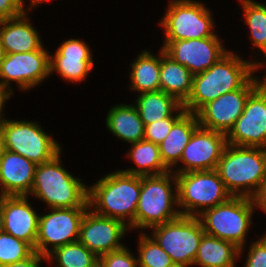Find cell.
<instances>
[{
    "label": "cell",
    "mask_w": 266,
    "mask_h": 267,
    "mask_svg": "<svg viewBox=\"0 0 266 267\" xmlns=\"http://www.w3.org/2000/svg\"><path fill=\"white\" fill-rule=\"evenodd\" d=\"M263 65L257 60L246 61L228 51L209 69L193 75L192 92L183 107L186 112L196 114L219 96L242 88Z\"/></svg>",
    "instance_id": "cell-1"
},
{
    "label": "cell",
    "mask_w": 266,
    "mask_h": 267,
    "mask_svg": "<svg viewBox=\"0 0 266 267\" xmlns=\"http://www.w3.org/2000/svg\"><path fill=\"white\" fill-rule=\"evenodd\" d=\"M140 192L141 176L118 170L88 187L89 208L100 216L120 220L130 230H135Z\"/></svg>",
    "instance_id": "cell-2"
},
{
    "label": "cell",
    "mask_w": 266,
    "mask_h": 267,
    "mask_svg": "<svg viewBox=\"0 0 266 267\" xmlns=\"http://www.w3.org/2000/svg\"><path fill=\"white\" fill-rule=\"evenodd\" d=\"M215 170L232 196L252 198L266 176V149L227 144Z\"/></svg>",
    "instance_id": "cell-3"
},
{
    "label": "cell",
    "mask_w": 266,
    "mask_h": 267,
    "mask_svg": "<svg viewBox=\"0 0 266 267\" xmlns=\"http://www.w3.org/2000/svg\"><path fill=\"white\" fill-rule=\"evenodd\" d=\"M61 152L52 160L38 164L29 193L46 202L49 208H89L88 186L61 164Z\"/></svg>",
    "instance_id": "cell-4"
},
{
    "label": "cell",
    "mask_w": 266,
    "mask_h": 267,
    "mask_svg": "<svg viewBox=\"0 0 266 267\" xmlns=\"http://www.w3.org/2000/svg\"><path fill=\"white\" fill-rule=\"evenodd\" d=\"M171 183L174 185V190ZM175 204L176 206L178 204V195L174 172L141 176V192L136 208L135 230L150 229L177 218L181 213L174 207Z\"/></svg>",
    "instance_id": "cell-5"
},
{
    "label": "cell",
    "mask_w": 266,
    "mask_h": 267,
    "mask_svg": "<svg viewBox=\"0 0 266 267\" xmlns=\"http://www.w3.org/2000/svg\"><path fill=\"white\" fill-rule=\"evenodd\" d=\"M254 208L252 198L232 196L224 203L203 211L197 217L206 234L232 242L240 248V258L246 235L251 227Z\"/></svg>",
    "instance_id": "cell-6"
},
{
    "label": "cell",
    "mask_w": 266,
    "mask_h": 267,
    "mask_svg": "<svg viewBox=\"0 0 266 267\" xmlns=\"http://www.w3.org/2000/svg\"><path fill=\"white\" fill-rule=\"evenodd\" d=\"M175 176L177 207L181 208L179 209L181 215L197 217L203 211L232 197L216 170L175 173Z\"/></svg>",
    "instance_id": "cell-7"
},
{
    "label": "cell",
    "mask_w": 266,
    "mask_h": 267,
    "mask_svg": "<svg viewBox=\"0 0 266 267\" xmlns=\"http://www.w3.org/2000/svg\"><path fill=\"white\" fill-rule=\"evenodd\" d=\"M2 148L20 154L35 164L52 160L62 150L51 135L43 131L37 123L25 120H8L0 122Z\"/></svg>",
    "instance_id": "cell-8"
},
{
    "label": "cell",
    "mask_w": 266,
    "mask_h": 267,
    "mask_svg": "<svg viewBox=\"0 0 266 267\" xmlns=\"http://www.w3.org/2000/svg\"><path fill=\"white\" fill-rule=\"evenodd\" d=\"M211 11L201 2L170 0L159 23L164 29V41L218 37L214 32Z\"/></svg>",
    "instance_id": "cell-9"
},
{
    "label": "cell",
    "mask_w": 266,
    "mask_h": 267,
    "mask_svg": "<svg viewBox=\"0 0 266 267\" xmlns=\"http://www.w3.org/2000/svg\"><path fill=\"white\" fill-rule=\"evenodd\" d=\"M151 229L152 238L168 253L175 265H193L200 240L205 233L198 217L180 215Z\"/></svg>",
    "instance_id": "cell-10"
},
{
    "label": "cell",
    "mask_w": 266,
    "mask_h": 267,
    "mask_svg": "<svg viewBox=\"0 0 266 267\" xmlns=\"http://www.w3.org/2000/svg\"><path fill=\"white\" fill-rule=\"evenodd\" d=\"M88 209L51 208V212L39 216L35 251L47 256L58 247L78 241L81 221Z\"/></svg>",
    "instance_id": "cell-11"
},
{
    "label": "cell",
    "mask_w": 266,
    "mask_h": 267,
    "mask_svg": "<svg viewBox=\"0 0 266 267\" xmlns=\"http://www.w3.org/2000/svg\"><path fill=\"white\" fill-rule=\"evenodd\" d=\"M50 74V53L46 48L25 53L5 54L0 63V82L12 91L11 81L21 90L37 87Z\"/></svg>",
    "instance_id": "cell-12"
},
{
    "label": "cell",
    "mask_w": 266,
    "mask_h": 267,
    "mask_svg": "<svg viewBox=\"0 0 266 267\" xmlns=\"http://www.w3.org/2000/svg\"><path fill=\"white\" fill-rule=\"evenodd\" d=\"M257 87L256 77L253 76L242 88L207 103L196 113L199 125L227 134L242 115L249 95Z\"/></svg>",
    "instance_id": "cell-13"
},
{
    "label": "cell",
    "mask_w": 266,
    "mask_h": 267,
    "mask_svg": "<svg viewBox=\"0 0 266 267\" xmlns=\"http://www.w3.org/2000/svg\"><path fill=\"white\" fill-rule=\"evenodd\" d=\"M227 144L266 149V95L257 87L248 97L242 115L226 134Z\"/></svg>",
    "instance_id": "cell-14"
},
{
    "label": "cell",
    "mask_w": 266,
    "mask_h": 267,
    "mask_svg": "<svg viewBox=\"0 0 266 267\" xmlns=\"http://www.w3.org/2000/svg\"><path fill=\"white\" fill-rule=\"evenodd\" d=\"M226 145V134L199 125L182 152L180 162L183 166L171 171L187 173L215 170Z\"/></svg>",
    "instance_id": "cell-15"
},
{
    "label": "cell",
    "mask_w": 266,
    "mask_h": 267,
    "mask_svg": "<svg viewBox=\"0 0 266 267\" xmlns=\"http://www.w3.org/2000/svg\"><path fill=\"white\" fill-rule=\"evenodd\" d=\"M219 37L164 41L161 48L174 61L185 66L193 75L209 69L228 51Z\"/></svg>",
    "instance_id": "cell-16"
},
{
    "label": "cell",
    "mask_w": 266,
    "mask_h": 267,
    "mask_svg": "<svg viewBox=\"0 0 266 267\" xmlns=\"http://www.w3.org/2000/svg\"><path fill=\"white\" fill-rule=\"evenodd\" d=\"M128 229L124 222L100 216L89 208L81 221L78 241L99 258L125 247L120 241Z\"/></svg>",
    "instance_id": "cell-17"
},
{
    "label": "cell",
    "mask_w": 266,
    "mask_h": 267,
    "mask_svg": "<svg viewBox=\"0 0 266 267\" xmlns=\"http://www.w3.org/2000/svg\"><path fill=\"white\" fill-rule=\"evenodd\" d=\"M90 48L83 40L69 39L50 54V74L57 72L68 82H81L91 72L94 62Z\"/></svg>",
    "instance_id": "cell-18"
},
{
    "label": "cell",
    "mask_w": 266,
    "mask_h": 267,
    "mask_svg": "<svg viewBox=\"0 0 266 267\" xmlns=\"http://www.w3.org/2000/svg\"><path fill=\"white\" fill-rule=\"evenodd\" d=\"M28 196H9L2 212L3 231L27 242L35 251L39 215Z\"/></svg>",
    "instance_id": "cell-19"
},
{
    "label": "cell",
    "mask_w": 266,
    "mask_h": 267,
    "mask_svg": "<svg viewBox=\"0 0 266 267\" xmlns=\"http://www.w3.org/2000/svg\"><path fill=\"white\" fill-rule=\"evenodd\" d=\"M37 164L1 148L0 186L9 196H28L31 192Z\"/></svg>",
    "instance_id": "cell-20"
},
{
    "label": "cell",
    "mask_w": 266,
    "mask_h": 267,
    "mask_svg": "<svg viewBox=\"0 0 266 267\" xmlns=\"http://www.w3.org/2000/svg\"><path fill=\"white\" fill-rule=\"evenodd\" d=\"M27 13L26 10L19 17L0 21V39L5 54L31 52L44 47Z\"/></svg>",
    "instance_id": "cell-21"
},
{
    "label": "cell",
    "mask_w": 266,
    "mask_h": 267,
    "mask_svg": "<svg viewBox=\"0 0 266 267\" xmlns=\"http://www.w3.org/2000/svg\"><path fill=\"white\" fill-rule=\"evenodd\" d=\"M198 126L197 115L185 112L159 144L161 159L170 171L173 169L172 166L177 167L176 165L179 164L182 152Z\"/></svg>",
    "instance_id": "cell-22"
},
{
    "label": "cell",
    "mask_w": 266,
    "mask_h": 267,
    "mask_svg": "<svg viewBox=\"0 0 266 267\" xmlns=\"http://www.w3.org/2000/svg\"><path fill=\"white\" fill-rule=\"evenodd\" d=\"M105 124L114 136L124 142L135 143L144 140L145 125L133 104L113 106L107 113Z\"/></svg>",
    "instance_id": "cell-23"
},
{
    "label": "cell",
    "mask_w": 266,
    "mask_h": 267,
    "mask_svg": "<svg viewBox=\"0 0 266 267\" xmlns=\"http://www.w3.org/2000/svg\"><path fill=\"white\" fill-rule=\"evenodd\" d=\"M193 74L161 48L160 90L184 104L192 92Z\"/></svg>",
    "instance_id": "cell-24"
},
{
    "label": "cell",
    "mask_w": 266,
    "mask_h": 267,
    "mask_svg": "<svg viewBox=\"0 0 266 267\" xmlns=\"http://www.w3.org/2000/svg\"><path fill=\"white\" fill-rule=\"evenodd\" d=\"M239 250L235 244L203 234L193 265L200 267H235Z\"/></svg>",
    "instance_id": "cell-25"
},
{
    "label": "cell",
    "mask_w": 266,
    "mask_h": 267,
    "mask_svg": "<svg viewBox=\"0 0 266 267\" xmlns=\"http://www.w3.org/2000/svg\"><path fill=\"white\" fill-rule=\"evenodd\" d=\"M161 49L159 55L142 51L131 64L130 89L144 92L160 91Z\"/></svg>",
    "instance_id": "cell-26"
},
{
    "label": "cell",
    "mask_w": 266,
    "mask_h": 267,
    "mask_svg": "<svg viewBox=\"0 0 266 267\" xmlns=\"http://www.w3.org/2000/svg\"><path fill=\"white\" fill-rule=\"evenodd\" d=\"M135 104L144 125L171 117L183 105L161 90L140 93Z\"/></svg>",
    "instance_id": "cell-27"
},
{
    "label": "cell",
    "mask_w": 266,
    "mask_h": 267,
    "mask_svg": "<svg viewBox=\"0 0 266 267\" xmlns=\"http://www.w3.org/2000/svg\"><path fill=\"white\" fill-rule=\"evenodd\" d=\"M127 157L131 158L137 166L136 169L130 168L122 170L129 174L150 176L161 175L170 171L161 159L159 145L153 142L141 140L131 143Z\"/></svg>",
    "instance_id": "cell-28"
},
{
    "label": "cell",
    "mask_w": 266,
    "mask_h": 267,
    "mask_svg": "<svg viewBox=\"0 0 266 267\" xmlns=\"http://www.w3.org/2000/svg\"><path fill=\"white\" fill-rule=\"evenodd\" d=\"M244 13V22L249 26L252 46L259 48L266 57V3L239 0Z\"/></svg>",
    "instance_id": "cell-29"
},
{
    "label": "cell",
    "mask_w": 266,
    "mask_h": 267,
    "mask_svg": "<svg viewBox=\"0 0 266 267\" xmlns=\"http://www.w3.org/2000/svg\"><path fill=\"white\" fill-rule=\"evenodd\" d=\"M46 257L48 262L55 260L57 267H92L99 261V258L79 241L58 247Z\"/></svg>",
    "instance_id": "cell-30"
},
{
    "label": "cell",
    "mask_w": 266,
    "mask_h": 267,
    "mask_svg": "<svg viewBox=\"0 0 266 267\" xmlns=\"http://www.w3.org/2000/svg\"><path fill=\"white\" fill-rule=\"evenodd\" d=\"M139 267H173L168 253L149 235L140 233L138 240Z\"/></svg>",
    "instance_id": "cell-31"
},
{
    "label": "cell",
    "mask_w": 266,
    "mask_h": 267,
    "mask_svg": "<svg viewBox=\"0 0 266 267\" xmlns=\"http://www.w3.org/2000/svg\"><path fill=\"white\" fill-rule=\"evenodd\" d=\"M34 249L23 240L0 232V267L26 259Z\"/></svg>",
    "instance_id": "cell-32"
},
{
    "label": "cell",
    "mask_w": 266,
    "mask_h": 267,
    "mask_svg": "<svg viewBox=\"0 0 266 267\" xmlns=\"http://www.w3.org/2000/svg\"><path fill=\"white\" fill-rule=\"evenodd\" d=\"M186 112L183 105L169 118L145 125L144 140L159 145L169 134L173 124Z\"/></svg>",
    "instance_id": "cell-33"
},
{
    "label": "cell",
    "mask_w": 266,
    "mask_h": 267,
    "mask_svg": "<svg viewBox=\"0 0 266 267\" xmlns=\"http://www.w3.org/2000/svg\"><path fill=\"white\" fill-rule=\"evenodd\" d=\"M99 261L103 267H139L138 258L126 246L102 255Z\"/></svg>",
    "instance_id": "cell-34"
},
{
    "label": "cell",
    "mask_w": 266,
    "mask_h": 267,
    "mask_svg": "<svg viewBox=\"0 0 266 267\" xmlns=\"http://www.w3.org/2000/svg\"><path fill=\"white\" fill-rule=\"evenodd\" d=\"M244 267H266V234L249 248Z\"/></svg>",
    "instance_id": "cell-35"
},
{
    "label": "cell",
    "mask_w": 266,
    "mask_h": 267,
    "mask_svg": "<svg viewBox=\"0 0 266 267\" xmlns=\"http://www.w3.org/2000/svg\"><path fill=\"white\" fill-rule=\"evenodd\" d=\"M24 2V0H0V21L21 16L26 11ZM29 5L28 11L35 7L33 0H30Z\"/></svg>",
    "instance_id": "cell-36"
},
{
    "label": "cell",
    "mask_w": 266,
    "mask_h": 267,
    "mask_svg": "<svg viewBox=\"0 0 266 267\" xmlns=\"http://www.w3.org/2000/svg\"><path fill=\"white\" fill-rule=\"evenodd\" d=\"M43 260H47V257L34 251L26 259L5 265L3 267H40V263H42Z\"/></svg>",
    "instance_id": "cell-37"
},
{
    "label": "cell",
    "mask_w": 266,
    "mask_h": 267,
    "mask_svg": "<svg viewBox=\"0 0 266 267\" xmlns=\"http://www.w3.org/2000/svg\"><path fill=\"white\" fill-rule=\"evenodd\" d=\"M252 200L254 207L260 208L264 213H266V176L257 192L252 197Z\"/></svg>",
    "instance_id": "cell-38"
},
{
    "label": "cell",
    "mask_w": 266,
    "mask_h": 267,
    "mask_svg": "<svg viewBox=\"0 0 266 267\" xmlns=\"http://www.w3.org/2000/svg\"><path fill=\"white\" fill-rule=\"evenodd\" d=\"M13 91L11 89H9L7 86L3 85L0 82V122L4 119L2 116V110L6 101L10 99L11 95H13Z\"/></svg>",
    "instance_id": "cell-39"
},
{
    "label": "cell",
    "mask_w": 266,
    "mask_h": 267,
    "mask_svg": "<svg viewBox=\"0 0 266 267\" xmlns=\"http://www.w3.org/2000/svg\"><path fill=\"white\" fill-rule=\"evenodd\" d=\"M1 193H0V216H2V212L4 209V205L6 200L9 198V195L4 192L2 189H0Z\"/></svg>",
    "instance_id": "cell-40"
},
{
    "label": "cell",
    "mask_w": 266,
    "mask_h": 267,
    "mask_svg": "<svg viewBox=\"0 0 266 267\" xmlns=\"http://www.w3.org/2000/svg\"><path fill=\"white\" fill-rule=\"evenodd\" d=\"M264 59H266L264 57ZM257 85L260 88V90L266 95V75L263 77V80L256 77Z\"/></svg>",
    "instance_id": "cell-41"
},
{
    "label": "cell",
    "mask_w": 266,
    "mask_h": 267,
    "mask_svg": "<svg viewBox=\"0 0 266 267\" xmlns=\"http://www.w3.org/2000/svg\"><path fill=\"white\" fill-rule=\"evenodd\" d=\"M4 57H5V51H4V48L2 47L1 39H0V63L2 62Z\"/></svg>",
    "instance_id": "cell-42"
},
{
    "label": "cell",
    "mask_w": 266,
    "mask_h": 267,
    "mask_svg": "<svg viewBox=\"0 0 266 267\" xmlns=\"http://www.w3.org/2000/svg\"><path fill=\"white\" fill-rule=\"evenodd\" d=\"M46 1H50V0H33V5L37 6L38 4L42 2H46Z\"/></svg>",
    "instance_id": "cell-43"
},
{
    "label": "cell",
    "mask_w": 266,
    "mask_h": 267,
    "mask_svg": "<svg viewBox=\"0 0 266 267\" xmlns=\"http://www.w3.org/2000/svg\"><path fill=\"white\" fill-rule=\"evenodd\" d=\"M3 231L2 216H0V232Z\"/></svg>",
    "instance_id": "cell-44"
},
{
    "label": "cell",
    "mask_w": 266,
    "mask_h": 267,
    "mask_svg": "<svg viewBox=\"0 0 266 267\" xmlns=\"http://www.w3.org/2000/svg\"><path fill=\"white\" fill-rule=\"evenodd\" d=\"M92 267H103L102 264L100 263V261H98L97 263H95Z\"/></svg>",
    "instance_id": "cell-45"
},
{
    "label": "cell",
    "mask_w": 266,
    "mask_h": 267,
    "mask_svg": "<svg viewBox=\"0 0 266 267\" xmlns=\"http://www.w3.org/2000/svg\"><path fill=\"white\" fill-rule=\"evenodd\" d=\"M2 148V141H1V128H0V150Z\"/></svg>",
    "instance_id": "cell-46"
}]
</instances>
